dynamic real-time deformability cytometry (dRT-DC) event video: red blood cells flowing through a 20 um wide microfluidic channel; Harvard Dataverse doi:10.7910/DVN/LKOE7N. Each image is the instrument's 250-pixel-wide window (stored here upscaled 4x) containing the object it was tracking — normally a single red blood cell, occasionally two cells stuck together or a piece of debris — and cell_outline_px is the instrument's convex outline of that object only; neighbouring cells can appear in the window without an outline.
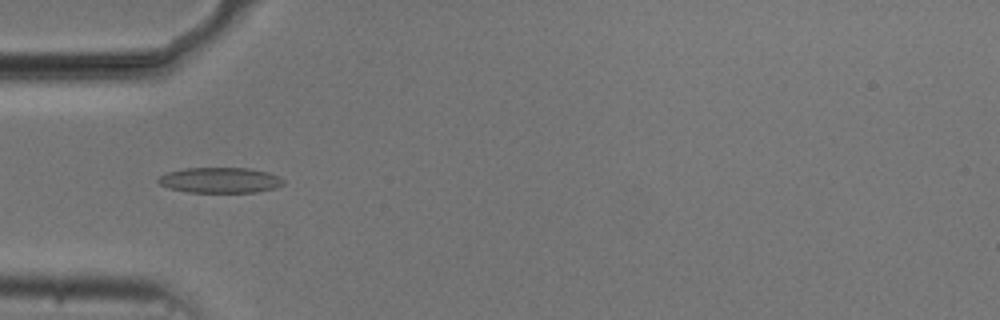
{"species": "common noctule bat (a hibernating species)", "species_latin": "Nyctalus noctula", "temperature_condition": "cold", "stored_images_in_passage": 52, "camera_frame_rate_fps": 3000, "um_per_image_px": 0.085, "animal": {"sex": "male", "body_mass_g": 20.5, "forearm_length_mm": 52.5}, "frame": {"image": 1, "passage_image": 15, "time_ms": 4.667, "image_size_px": [1000, 320], "cell_outline_px": [[284, 184], [276, 188], [256, 192], [188, 192], [168, 188], [160, 184], [156, 180], [164, 172], [184, 168], [248, 168], [268, 172], [280, 176], [284, 180]], "centroid_in_image_um": [18.7, 15.31], "position_along_channel_um": 66.3, "area_um2": 18.79}}
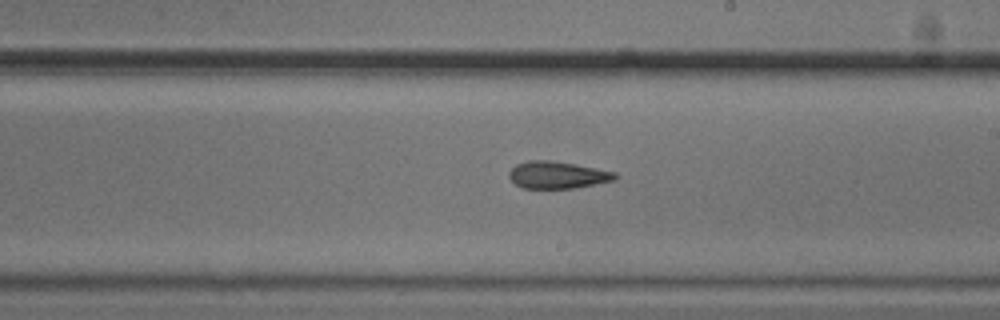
{"frame": {"image": 2, "passage_image": 29, "time_ms": 9.333, "image_size_px": [1000, 320], "cell_outline_px": [[620, 176], [616, 180], [572, 188], [520, 188], [508, 176], [508, 172], [516, 164], [528, 160], [548, 160], [596, 168], [616, 172]], "centroid_in_image_um": [47.38, 14.87], "position_along_channel_um": 241.6, "area_um2": 16.7}}
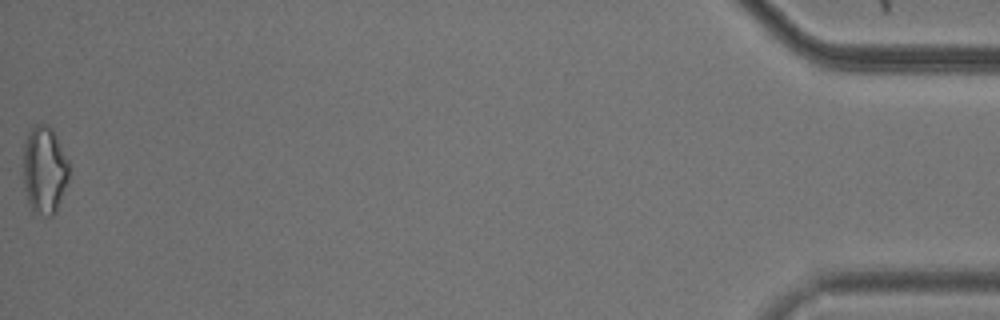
{"frame": {"image": 3, "passage_image": 52, "time_ms": 17.0, "image_size_px": [1000, 320], "cell_outline_px": [[68, 180], [56, 212], [52, 216], [44, 216], [32, 212], [28, 204], [24, 188], [24, 144], [28, 132], [36, 124], [48, 124], [52, 128], [68, 160]], "centroid_in_image_um": [3.77, 14.48], "position_along_channel_um": 431.4, "area_um2": 23.47}, "authors_computed_cell_mechanics": {"area_um2": 17.9758, "velocity_mm_per_s": 3.738, "shape_relaxation_time_tau1_ms": null, "shape_relaxation_time_tau2_ms": 7.0526, "deformation_change_tau1": null, "deformation_change_tau2": 0.1776}}